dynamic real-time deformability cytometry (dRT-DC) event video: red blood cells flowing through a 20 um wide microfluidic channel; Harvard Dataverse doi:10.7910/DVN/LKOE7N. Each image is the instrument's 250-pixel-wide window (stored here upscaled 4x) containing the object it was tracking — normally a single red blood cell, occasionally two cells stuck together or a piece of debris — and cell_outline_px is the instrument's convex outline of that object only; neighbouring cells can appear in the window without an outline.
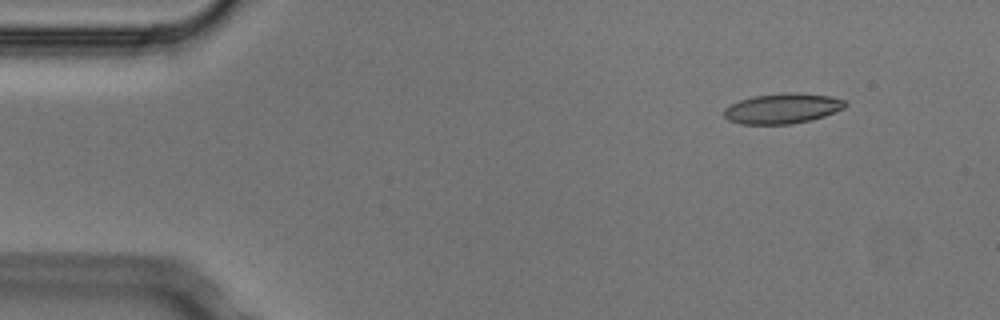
{"species": "Egyptian fruit bat (a non-hibernating species)", "species_latin": "Rousettus aegyptiacus", "temperature_condition": "cold", "stored_images_in_passage": 5, "camera_frame_rate_fps": 3000, "um_per_image_px": 0.085, "animal": {"sex": "male"}, "frame": {"image": 1, "passage_image": 2, "time_ms": 0.333, "image_size_px": [1000, 320], "cell_outline_px": [[848, 104], [844, 108], [824, 116], [812, 120], [792, 124], [740, 124], [728, 120], [724, 116], [724, 108], [740, 100], [752, 96], [780, 92], [796, 92], [832, 96], [844, 100]], "centroid_in_image_um": [66.52, 9.21], "position_along_channel_um": 18.5, "area_um2": 21.62}}
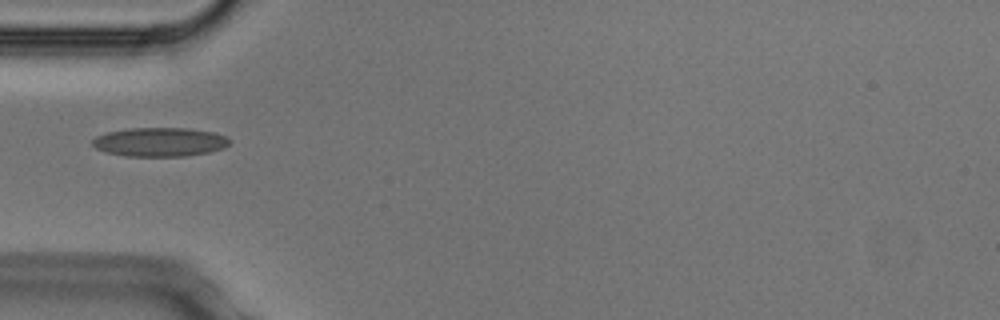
{"frame": {"image": 2, "passage_image": 5, "time_ms": 1.333, "image_size_px": [1000, 320], "cell_outline_px": [[232, 140], [224, 148], [208, 152], [184, 156], [124, 156], [104, 152], [96, 148], [92, 144], [92, 140], [96, 136], [108, 132], [128, 128], [188, 128], [216, 132], [228, 136]], "centroid_in_image_um": [13.6, 12.06], "position_along_channel_um": 71.4, "area_um2": 23.35}}